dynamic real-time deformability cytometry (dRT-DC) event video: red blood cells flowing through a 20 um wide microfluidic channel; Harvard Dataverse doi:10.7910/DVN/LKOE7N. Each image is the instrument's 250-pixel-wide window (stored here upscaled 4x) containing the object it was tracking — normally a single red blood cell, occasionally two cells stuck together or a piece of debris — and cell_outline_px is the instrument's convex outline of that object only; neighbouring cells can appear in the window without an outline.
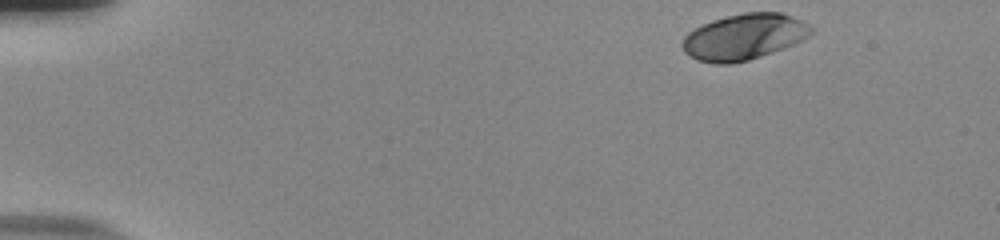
{"species": "human", "species_latin": "Homo sapiens", "temperature_condition": "room temperature", "stored_images_in_passage": 42, "camera_frame_rate_fps": 3000, "um_per_image_px": 0.085, "donor": {"sex": "male"}, "frame": {"image": 1, "passage_image": 1, "time_ms": 0.0, "image_size_px": [1000, 240], "cell_outline_px": [[816, 28], [808, 36], [792, 44], [772, 52], [748, 60], [732, 64], [716, 64], [696, 60], [688, 56], [684, 52], [680, 44], [684, 36], [688, 32], [712, 20], [744, 12], [780, 12], [792, 16]], "centroid_in_image_um": [63.2, 3.14], "position_along_channel_um": 21.8, "area_um2": 34.45}}
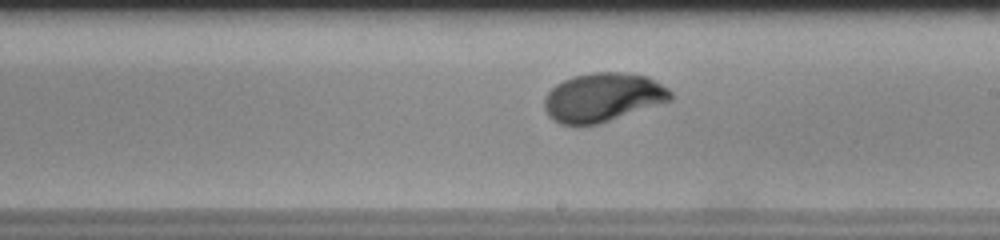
{"frame": {"image": 2, "passage_image": 27, "time_ms": 8.667, "image_size_px": [1000, 240], "cell_outline_px": [[672, 100], [600, 124], [560, 124], [552, 120], [548, 116], [544, 108], [544, 96], [556, 84], [572, 76], [592, 72], [624, 72], [648, 76], [668, 88], [672, 92]], "centroid_in_image_um": [51.24, 8.27], "position_along_channel_um": 237.8, "area_um2": 36.13}}
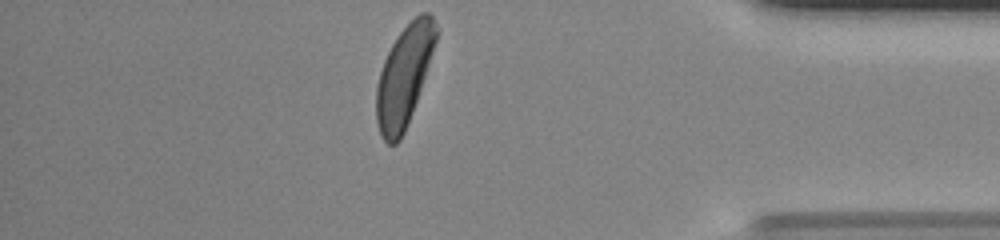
{"frame": {"image": 3, "passage_image": 42, "time_ms": 13.667, "image_size_px": [1000, 240], "cell_outline_px": [[436, 40], [412, 112], [404, 132], [400, 140], [396, 144], [388, 144], [384, 140], [380, 132], [376, 120], [376, 84], [384, 60], [392, 44], [400, 32], [420, 12], [428, 12], [432, 16], [436, 24]], "centroid_in_image_um": [34.32, 6.48], "position_along_channel_um": 400.9, "area_um2": 34.04}, "authors_computed_cell_mechanics": {"area_um2": 34.8245, "velocity_mm_per_s": 3.811, "shape_relaxation_time_tau1_ms": 3.5436, "shape_relaxation_time_tau2_ms": null, "deformation_change_tau1": 0.1783, "deformation_change_tau2": null}}